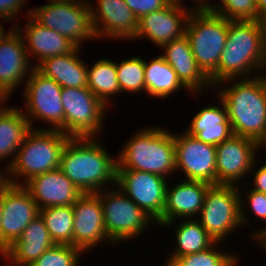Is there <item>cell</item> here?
Listing matches in <instances>:
<instances>
[{
  "instance_id": "obj_1",
  "label": "cell",
  "mask_w": 266,
  "mask_h": 266,
  "mask_svg": "<svg viewBox=\"0 0 266 266\" xmlns=\"http://www.w3.org/2000/svg\"><path fill=\"white\" fill-rule=\"evenodd\" d=\"M265 69L266 22L229 20L227 40L218 68L208 77L211 85L227 79L256 77L262 75Z\"/></svg>"
},
{
  "instance_id": "obj_2",
  "label": "cell",
  "mask_w": 266,
  "mask_h": 266,
  "mask_svg": "<svg viewBox=\"0 0 266 266\" xmlns=\"http://www.w3.org/2000/svg\"><path fill=\"white\" fill-rule=\"evenodd\" d=\"M215 88V92L218 90L216 97L226 106L233 135L260 144L266 136V82L263 75L227 79L213 86V91Z\"/></svg>"
},
{
  "instance_id": "obj_3",
  "label": "cell",
  "mask_w": 266,
  "mask_h": 266,
  "mask_svg": "<svg viewBox=\"0 0 266 266\" xmlns=\"http://www.w3.org/2000/svg\"><path fill=\"white\" fill-rule=\"evenodd\" d=\"M99 140L71 137L61 154V171L82 193H97L116 185L117 157Z\"/></svg>"
},
{
  "instance_id": "obj_4",
  "label": "cell",
  "mask_w": 266,
  "mask_h": 266,
  "mask_svg": "<svg viewBox=\"0 0 266 266\" xmlns=\"http://www.w3.org/2000/svg\"><path fill=\"white\" fill-rule=\"evenodd\" d=\"M167 130L152 125L138 130L116 155L117 169L144 171L167 179L177 174L173 132Z\"/></svg>"
},
{
  "instance_id": "obj_5",
  "label": "cell",
  "mask_w": 266,
  "mask_h": 266,
  "mask_svg": "<svg viewBox=\"0 0 266 266\" xmlns=\"http://www.w3.org/2000/svg\"><path fill=\"white\" fill-rule=\"evenodd\" d=\"M70 138L58 130L31 129L9 166L11 183L24 185L36 175L60 168L61 154Z\"/></svg>"
},
{
  "instance_id": "obj_6",
  "label": "cell",
  "mask_w": 266,
  "mask_h": 266,
  "mask_svg": "<svg viewBox=\"0 0 266 266\" xmlns=\"http://www.w3.org/2000/svg\"><path fill=\"white\" fill-rule=\"evenodd\" d=\"M229 20L208 10H192L185 29L198 67L209 77L225 48Z\"/></svg>"
},
{
  "instance_id": "obj_7",
  "label": "cell",
  "mask_w": 266,
  "mask_h": 266,
  "mask_svg": "<svg viewBox=\"0 0 266 266\" xmlns=\"http://www.w3.org/2000/svg\"><path fill=\"white\" fill-rule=\"evenodd\" d=\"M99 199L106 233L113 247L114 244H127L126 241L142 236L147 228L150 230V225L156 224L116 185L99 191Z\"/></svg>"
},
{
  "instance_id": "obj_8",
  "label": "cell",
  "mask_w": 266,
  "mask_h": 266,
  "mask_svg": "<svg viewBox=\"0 0 266 266\" xmlns=\"http://www.w3.org/2000/svg\"><path fill=\"white\" fill-rule=\"evenodd\" d=\"M48 3L26 11L38 24L52 29L72 41L77 47L96 39L91 20L89 0L82 2Z\"/></svg>"
},
{
  "instance_id": "obj_9",
  "label": "cell",
  "mask_w": 266,
  "mask_h": 266,
  "mask_svg": "<svg viewBox=\"0 0 266 266\" xmlns=\"http://www.w3.org/2000/svg\"><path fill=\"white\" fill-rule=\"evenodd\" d=\"M22 111L32 129L58 130L65 134V116L62 105V87L52 78L44 76L36 68L24 83ZM44 121L49 127L35 128L34 120ZM34 125V127H33Z\"/></svg>"
},
{
  "instance_id": "obj_10",
  "label": "cell",
  "mask_w": 266,
  "mask_h": 266,
  "mask_svg": "<svg viewBox=\"0 0 266 266\" xmlns=\"http://www.w3.org/2000/svg\"><path fill=\"white\" fill-rule=\"evenodd\" d=\"M214 242H221L242 227L237 186L211 185L196 218Z\"/></svg>"
},
{
  "instance_id": "obj_11",
  "label": "cell",
  "mask_w": 266,
  "mask_h": 266,
  "mask_svg": "<svg viewBox=\"0 0 266 266\" xmlns=\"http://www.w3.org/2000/svg\"><path fill=\"white\" fill-rule=\"evenodd\" d=\"M65 134L70 137H98L108 108L88 88L63 87Z\"/></svg>"
},
{
  "instance_id": "obj_12",
  "label": "cell",
  "mask_w": 266,
  "mask_h": 266,
  "mask_svg": "<svg viewBox=\"0 0 266 266\" xmlns=\"http://www.w3.org/2000/svg\"><path fill=\"white\" fill-rule=\"evenodd\" d=\"M168 183L154 173L117 169L116 186L161 227Z\"/></svg>"
},
{
  "instance_id": "obj_13",
  "label": "cell",
  "mask_w": 266,
  "mask_h": 266,
  "mask_svg": "<svg viewBox=\"0 0 266 266\" xmlns=\"http://www.w3.org/2000/svg\"><path fill=\"white\" fill-rule=\"evenodd\" d=\"M175 169L182 179L204 181L216 185V146L204 143L182 131L174 134Z\"/></svg>"
},
{
  "instance_id": "obj_14",
  "label": "cell",
  "mask_w": 266,
  "mask_h": 266,
  "mask_svg": "<svg viewBox=\"0 0 266 266\" xmlns=\"http://www.w3.org/2000/svg\"><path fill=\"white\" fill-rule=\"evenodd\" d=\"M259 152V144L255 140L242 136L232 135L217 145L216 185L241 184L240 181L249 175Z\"/></svg>"
},
{
  "instance_id": "obj_15",
  "label": "cell",
  "mask_w": 266,
  "mask_h": 266,
  "mask_svg": "<svg viewBox=\"0 0 266 266\" xmlns=\"http://www.w3.org/2000/svg\"><path fill=\"white\" fill-rule=\"evenodd\" d=\"M72 208L74 247L87 254L88 250L101 246L103 243L112 244L106 233L99 192L83 193Z\"/></svg>"
},
{
  "instance_id": "obj_16",
  "label": "cell",
  "mask_w": 266,
  "mask_h": 266,
  "mask_svg": "<svg viewBox=\"0 0 266 266\" xmlns=\"http://www.w3.org/2000/svg\"><path fill=\"white\" fill-rule=\"evenodd\" d=\"M39 215L37 203L23 185L11 184L4 190L1 218V254L22 234Z\"/></svg>"
},
{
  "instance_id": "obj_17",
  "label": "cell",
  "mask_w": 266,
  "mask_h": 266,
  "mask_svg": "<svg viewBox=\"0 0 266 266\" xmlns=\"http://www.w3.org/2000/svg\"><path fill=\"white\" fill-rule=\"evenodd\" d=\"M89 4L96 38L135 40L138 19L124 0H96Z\"/></svg>"
},
{
  "instance_id": "obj_18",
  "label": "cell",
  "mask_w": 266,
  "mask_h": 266,
  "mask_svg": "<svg viewBox=\"0 0 266 266\" xmlns=\"http://www.w3.org/2000/svg\"><path fill=\"white\" fill-rule=\"evenodd\" d=\"M35 69L21 34L15 29L0 42V101H9L12 92L27 80Z\"/></svg>"
},
{
  "instance_id": "obj_19",
  "label": "cell",
  "mask_w": 266,
  "mask_h": 266,
  "mask_svg": "<svg viewBox=\"0 0 266 266\" xmlns=\"http://www.w3.org/2000/svg\"><path fill=\"white\" fill-rule=\"evenodd\" d=\"M191 12V8L171 2L162 9L148 13L138 19L135 40L146 38L161 48L173 39L185 35L186 23Z\"/></svg>"
},
{
  "instance_id": "obj_20",
  "label": "cell",
  "mask_w": 266,
  "mask_h": 266,
  "mask_svg": "<svg viewBox=\"0 0 266 266\" xmlns=\"http://www.w3.org/2000/svg\"><path fill=\"white\" fill-rule=\"evenodd\" d=\"M23 186L39 209L72 206L83 194L60 168L36 175Z\"/></svg>"
},
{
  "instance_id": "obj_21",
  "label": "cell",
  "mask_w": 266,
  "mask_h": 266,
  "mask_svg": "<svg viewBox=\"0 0 266 266\" xmlns=\"http://www.w3.org/2000/svg\"><path fill=\"white\" fill-rule=\"evenodd\" d=\"M161 50L163 51L161 55L176 72L190 94L200 97L204 90L213 89L209 78L197 65L186 35L164 44Z\"/></svg>"
},
{
  "instance_id": "obj_22",
  "label": "cell",
  "mask_w": 266,
  "mask_h": 266,
  "mask_svg": "<svg viewBox=\"0 0 266 266\" xmlns=\"http://www.w3.org/2000/svg\"><path fill=\"white\" fill-rule=\"evenodd\" d=\"M181 181L173 186L167 185L162 226L179 218H197L202 209L205 194L211 186L204 181L186 179Z\"/></svg>"
},
{
  "instance_id": "obj_23",
  "label": "cell",
  "mask_w": 266,
  "mask_h": 266,
  "mask_svg": "<svg viewBox=\"0 0 266 266\" xmlns=\"http://www.w3.org/2000/svg\"><path fill=\"white\" fill-rule=\"evenodd\" d=\"M26 25H16L21 34L31 62L37 59L35 67L44 59L72 53L77 46L58 32L38 24L30 15L25 17ZM33 55V56H32ZM33 57V58H32Z\"/></svg>"
},
{
  "instance_id": "obj_24",
  "label": "cell",
  "mask_w": 266,
  "mask_h": 266,
  "mask_svg": "<svg viewBox=\"0 0 266 266\" xmlns=\"http://www.w3.org/2000/svg\"><path fill=\"white\" fill-rule=\"evenodd\" d=\"M54 244L39 214L24 229L21 236L0 255L1 259L3 258L1 261H5L8 266H30Z\"/></svg>"
},
{
  "instance_id": "obj_25",
  "label": "cell",
  "mask_w": 266,
  "mask_h": 266,
  "mask_svg": "<svg viewBox=\"0 0 266 266\" xmlns=\"http://www.w3.org/2000/svg\"><path fill=\"white\" fill-rule=\"evenodd\" d=\"M218 99V105L208 104L207 107L199 110L191 119L188 128L184 130L198 140L214 146L233 135L226 106L219 97Z\"/></svg>"
},
{
  "instance_id": "obj_26",
  "label": "cell",
  "mask_w": 266,
  "mask_h": 266,
  "mask_svg": "<svg viewBox=\"0 0 266 266\" xmlns=\"http://www.w3.org/2000/svg\"><path fill=\"white\" fill-rule=\"evenodd\" d=\"M81 48L72 53L44 59L35 68L44 76L55 80L62 88H88V69Z\"/></svg>"
},
{
  "instance_id": "obj_27",
  "label": "cell",
  "mask_w": 266,
  "mask_h": 266,
  "mask_svg": "<svg viewBox=\"0 0 266 266\" xmlns=\"http://www.w3.org/2000/svg\"><path fill=\"white\" fill-rule=\"evenodd\" d=\"M6 102L9 101H0V161L10 158L6 164L9 167L25 136L32 128L22 112L24 109L11 107Z\"/></svg>"
},
{
  "instance_id": "obj_28",
  "label": "cell",
  "mask_w": 266,
  "mask_h": 266,
  "mask_svg": "<svg viewBox=\"0 0 266 266\" xmlns=\"http://www.w3.org/2000/svg\"><path fill=\"white\" fill-rule=\"evenodd\" d=\"M182 220L178 224H175L176 220L169 221L162 226L163 228L175 227L176 247L171 252L172 254H169L167 260H175L181 256L202 252L215 243L196 218Z\"/></svg>"
},
{
  "instance_id": "obj_29",
  "label": "cell",
  "mask_w": 266,
  "mask_h": 266,
  "mask_svg": "<svg viewBox=\"0 0 266 266\" xmlns=\"http://www.w3.org/2000/svg\"><path fill=\"white\" fill-rule=\"evenodd\" d=\"M146 93L157 99L171 98L182 89L189 91L179 80L176 72L159 54L151 62L144 59Z\"/></svg>"
},
{
  "instance_id": "obj_30",
  "label": "cell",
  "mask_w": 266,
  "mask_h": 266,
  "mask_svg": "<svg viewBox=\"0 0 266 266\" xmlns=\"http://www.w3.org/2000/svg\"><path fill=\"white\" fill-rule=\"evenodd\" d=\"M87 69L88 89L109 108L113 97L120 95L115 60L102 57Z\"/></svg>"
},
{
  "instance_id": "obj_31",
  "label": "cell",
  "mask_w": 266,
  "mask_h": 266,
  "mask_svg": "<svg viewBox=\"0 0 266 266\" xmlns=\"http://www.w3.org/2000/svg\"><path fill=\"white\" fill-rule=\"evenodd\" d=\"M46 228L55 244L73 246V208L72 206L39 209Z\"/></svg>"
},
{
  "instance_id": "obj_32",
  "label": "cell",
  "mask_w": 266,
  "mask_h": 266,
  "mask_svg": "<svg viewBox=\"0 0 266 266\" xmlns=\"http://www.w3.org/2000/svg\"><path fill=\"white\" fill-rule=\"evenodd\" d=\"M220 242H215L208 249L193 254H188L176 258L175 260H166L162 266H237L239 257L233 253L224 252L218 246ZM220 249V250H219ZM237 256V257H236Z\"/></svg>"
},
{
  "instance_id": "obj_33",
  "label": "cell",
  "mask_w": 266,
  "mask_h": 266,
  "mask_svg": "<svg viewBox=\"0 0 266 266\" xmlns=\"http://www.w3.org/2000/svg\"><path fill=\"white\" fill-rule=\"evenodd\" d=\"M117 79L120 86V94L128 92V94L145 92V71L144 59L139 56L125 58L120 63H116ZM141 92V93H140Z\"/></svg>"
},
{
  "instance_id": "obj_34",
  "label": "cell",
  "mask_w": 266,
  "mask_h": 266,
  "mask_svg": "<svg viewBox=\"0 0 266 266\" xmlns=\"http://www.w3.org/2000/svg\"><path fill=\"white\" fill-rule=\"evenodd\" d=\"M237 187L240 194V220L242 226L245 227L246 225L247 226L252 225L251 220L249 219L250 216H248L247 212H245L246 206L248 208L249 207L251 208L252 210L251 212H254L253 215L256 216L257 219L259 218L260 220L266 222V193L257 192L251 188L247 189L248 192H244L243 189H241L243 188L242 186L241 187L237 186ZM242 194L246 195L245 196L246 200L244 197H242ZM255 230H256L255 232H253L252 230V232L250 233L251 239H253L252 241H254L255 239V242H257L256 244H266V226L261 229L257 228Z\"/></svg>"
},
{
  "instance_id": "obj_35",
  "label": "cell",
  "mask_w": 266,
  "mask_h": 266,
  "mask_svg": "<svg viewBox=\"0 0 266 266\" xmlns=\"http://www.w3.org/2000/svg\"><path fill=\"white\" fill-rule=\"evenodd\" d=\"M208 11L228 20H257L255 0H219L211 2Z\"/></svg>"
},
{
  "instance_id": "obj_36",
  "label": "cell",
  "mask_w": 266,
  "mask_h": 266,
  "mask_svg": "<svg viewBox=\"0 0 266 266\" xmlns=\"http://www.w3.org/2000/svg\"><path fill=\"white\" fill-rule=\"evenodd\" d=\"M83 253L72 245L54 244L30 266H79Z\"/></svg>"
},
{
  "instance_id": "obj_37",
  "label": "cell",
  "mask_w": 266,
  "mask_h": 266,
  "mask_svg": "<svg viewBox=\"0 0 266 266\" xmlns=\"http://www.w3.org/2000/svg\"><path fill=\"white\" fill-rule=\"evenodd\" d=\"M137 19L168 6L170 0H124Z\"/></svg>"
},
{
  "instance_id": "obj_38",
  "label": "cell",
  "mask_w": 266,
  "mask_h": 266,
  "mask_svg": "<svg viewBox=\"0 0 266 266\" xmlns=\"http://www.w3.org/2000/svg\"><path fill=\"white\" fill-rule=\"evenodd\" d=\"M27 1L28 0H0V17L13 21V25L19 24L20 17L16 16H18V13H20L22 8H24L22 6H26Z\"/></svg>"
},
{
  "instance_id": "obj_39",
  "label": "cell",
  "mask_w": 266,
  "mask_h": 266,
  "mask_svg": "<svg viewBox=\"0 0 266 266\" xmlns=\"http://www.w3.org/2000/svg\"><path fill=\"white\" fill-rule=\"evenodd\" d=\"M258 159H259V157L255 159V161L252 165V168L250 170V173L251 174L253 173V175H252L253 180L251 181L252 183H249L248 181L245 180L244 183L242 184V186L247 188L248 186H251L250 184H252L253 186L251 187V189H253L257 192L266 193V161L264 164L260 165L261 167L258 166V168H256L257 164H258L257 162H259Z\"/></svg>"
},
{
  "instance_id": "obj_40",
  "label": "cell",
  "mask_w": 266,
  "mask_h": 266,
  "mask_svg": "<svg viewBox=\"0 0 266 266\" xmlns=\"http://www.w3.org/2000/svg\"><path fill=\"white\" fill-rule=\"evenodd\" d=\"M191 1H194L193 4L194 5H191V9L192 10H208L209 8V4L212 2V0H191ZM170 2L174 3V4H178V5H181L183 6L184 3H182L183 1L182 0H170Z\"/></svg>"
},
{
  "instance_id": "obj_41",
  "label": "cell",
  "mask_w": 266,
  "mask_h": 266,
  "mask_svg": "<svg viewBox=\"0 0 266 266\" xmlns=\"http://www.w3.org/2000/svg\"><path fill=\"white\" fill-rule=\"evenodd\" d=\"M1 171L2 170H0V190H5L12 184L9 176V167L5 165L4 170Z\"/></svg>"
},
{
  "instance_id": "obj_42",
  "label": "cell",
  "mask_w": 266,
  "mask_h": 266,
  "mask_svg": "<svg viewBox=\"0 0 266 266\" xmlns=\"http://www.w3.org/2000/svg\"><path fill=\"white\" fill-rule=\"evenodd\" d=\"M257 20L266 22V0H255Z\"/></svg>"
},
{
  "instance_id": "obj_43",
  "label": "cell",
  "mask_w": 266,
  "mask_h": 266,
  "mask_svg": "<svg viewBox=\"0 0 266 266\" xmlns=\"http://www.w3.org/2000/svg\"><path fill=\"white\" fill-rule=\"evenodd\" d=\"M2 21H3V23L5 22H11L10 20H6V19H3V18H1L0 17V42H2L4 39H6L10 34H12V32L16 29V25H11L12 27L8 30V32L7 33H5L6 31H5V28H4V24L2 23Z\"/></svg>"
},
{
  "instance_id": "obj_44",
  "label": "cell",
  "mask_w": 266,
  "mask_h": 266,
  "mask_svg": "<svg viewBox=\"0 0 266 266\" xmlns=\"http://www.w3.org/2000/svg\"><path fill=\"white\" fill-rule=\"evenodd\" d=\"M3 197H4V190H0V255H1V218L3 210Z\"/></svg>"
},
{
  "instance_id": "obj_45",
  "label": "cell",
  "mask_w": 266,
  "mask_h": 266,
  "mask_svg": "<svg viewBox=\"0 0 266 266\" xmlns=\"http://www.w3.org/2000/svg\"><path fill=\"white\" fill-rule=\"evenodd\" d=\"M262 148H264L266 150V136L263 139V141L259 144V150L263 151Z\"/></svg>"
},
{
  "instance_id": "obj_46",
  "label": "cell",
  "mask_w": 266,
  "mask_h": 266,
  "mask_svg": "<svg viewBox=\"0 0 266 266\" xmlns=\"http://www.w3.org/2000/svg\"><path fill=\"white\" fill-rule=\"evenodd\" d=\"M48 1H58V2H82L87 0H48Z\"/></svg>"
},
{
  "instance_id": "obj_47",
  "label": "cell",
  "mask_w": 266,
  "mask_h": 266,
  "mask_svg": "<svg viewBox=\"0 0 266 266\" xmlns=\"http://www.w3.org/2000/svg\"><path fill=\"white\" fill-rule=\"evenodd\" d=\"M258 245L260 246V248H262V251L265 250V252H266V244H261V245L258 244ZM263 248H264V249H263Z\"/></svg>"
},
{
  "instance_id": "obj_48",
  "label": "cell",
  "mask_w": 266,
  "mask_h": 266,
  "mask_svg": "<svg viewBox=\"0 0 266 266\" xmlns=\"http://www.w3.org/2000/svg\"><path fill=\"white\" fill-rule=\"evenodd\" d=\"M266 70V69H265ZM263 71V72H265L264 74H262L263 75V77H264V79H265V82H266V71Z\"/></svg>"
}]
</instances>
